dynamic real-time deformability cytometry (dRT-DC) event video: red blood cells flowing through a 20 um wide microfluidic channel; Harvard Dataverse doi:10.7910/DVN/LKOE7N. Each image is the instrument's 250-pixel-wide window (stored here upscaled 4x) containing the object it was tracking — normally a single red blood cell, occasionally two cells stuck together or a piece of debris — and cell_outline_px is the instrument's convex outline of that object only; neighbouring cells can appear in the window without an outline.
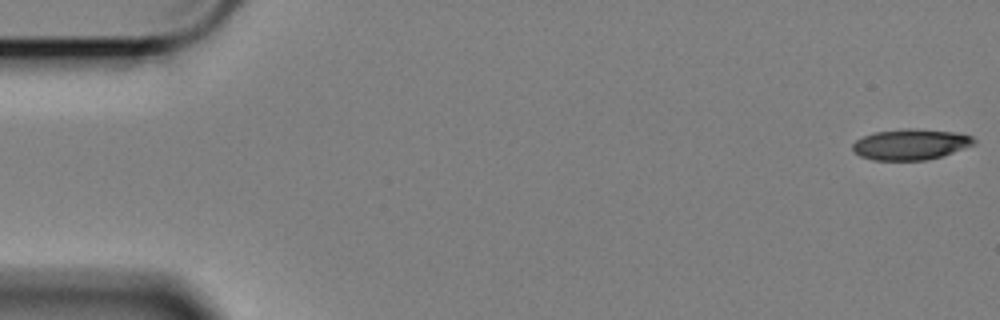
{"species": "Egyptian fruit bat (a non-hibernating species)", "species_latin": "Rousettus aegyptiacus", "temperature_condition": "cold", "stored_images_in_passage": 54, "camera_frame_rate_fps": 3000, "um_per_image_px": 0.085, "animal": {"sex": "female"}, "frame": {"image": 1, "passage_image": 1, "time_ms": 0.0, "image_size_px": [1000, 320], "cell_outline_px": [[976, 144], [940, 156], [924, 160], [872, 160], [860, 156], [852, 148], [852, 144], [856, 140], [864, 136], [876, 132], [908, 128], [912, 128], [956, 132], [972, 136], [976, 140]], "centroid_in_image_um": [77.41, 12.27], "position_along_channel_um": 7.6, "area_um2": 21.62}}
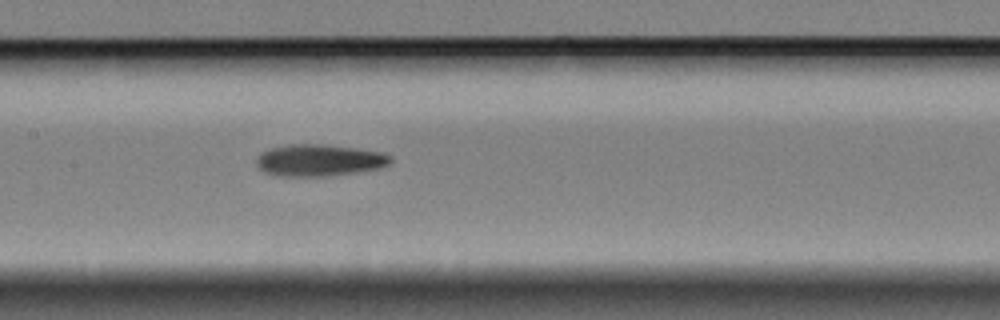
{"frame": {"image": 2, "passage_image": 28, "time_ms": 9.0, "image_size_px": [1000, 320], "cell_outline_px": [[392, 160], [388, 164], [380, 168], [320, 176], [280, 176], [264, 172], [256, 164], [256, 160], [260, 152], [272, 148], [288, 144], [324, 144], [356, 148], [380, 152], [392, 156]], "centroid_in_image_um": [27.1, 13.6], "position_along_channel_um": 180.3, "area_um2": 24.57}}
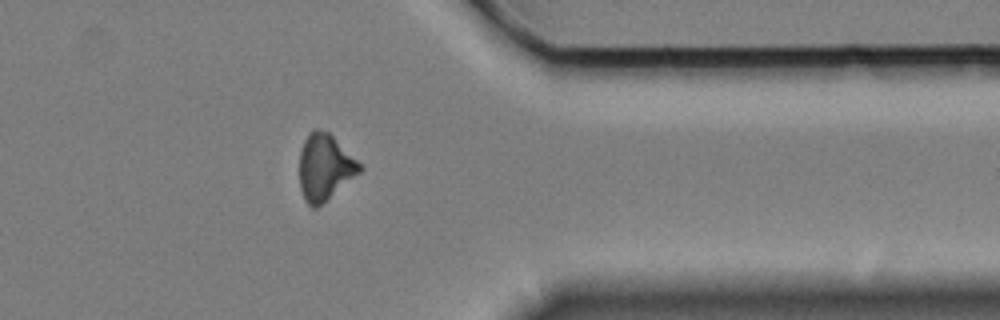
{"frame": {"image": 3, "passage_image": 47, "time_ms": 15.333, "image_size_px": [1000, 320], "cell_outline_px": [[364, 168], [360, 172], [316, 208], [312, 208], [304, 200], [300, 188], [300, 152], [304, 140], [316, 128], [328, 132]], "centroid_in_image_um": [27.58, 14.24], "position_along_channel_um": 383.8, "area_um2": 22.6}}